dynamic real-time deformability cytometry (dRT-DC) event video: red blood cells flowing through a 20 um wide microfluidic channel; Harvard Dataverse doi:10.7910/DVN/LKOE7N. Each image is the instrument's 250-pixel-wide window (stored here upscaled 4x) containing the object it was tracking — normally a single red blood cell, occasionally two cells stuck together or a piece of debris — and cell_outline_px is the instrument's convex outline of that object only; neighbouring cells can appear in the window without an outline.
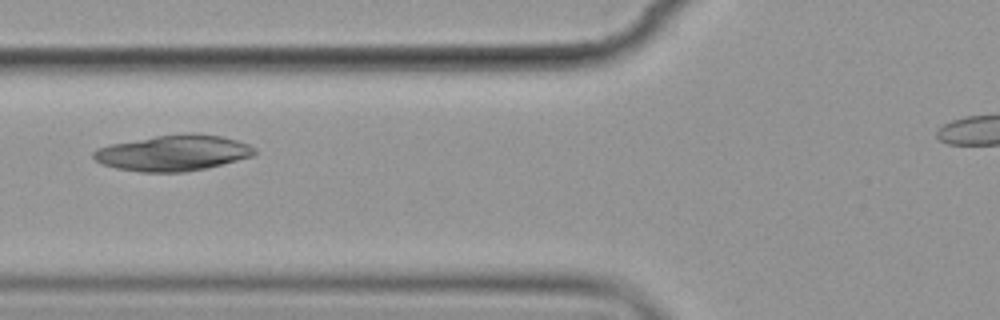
{"species": "common noctule bat (a hibernating species)", "species_latin": "Nyctalus noctula", "temperature_condition": "cold", "stored_images_in_passage": 10, "camera_frame_rate_fps": 3000, "um_per_image_px": 0.085, "animal": {"sex": "female", "body_mass_g": 19.9}, "frame": {"image": 1, "passage_image": 6, "time_ms": 6.0, "image_size_px": [1000, 320], "cell_outline_px": [[256, 152], [252, 156], [204, 168], [184, 172], [140, 172], [116, 168], [100, 164], [92, 156], [92, 152], [96, 148], [112, 144], [156, 136], [192, 132], [196, 132], [220, 136], [236, 140], [248, 144], [256, 148]], "centroid_in_image_um": [14.69, 12.99], "position_along_channel_um": 111.1, "area_um2": 33.47}}
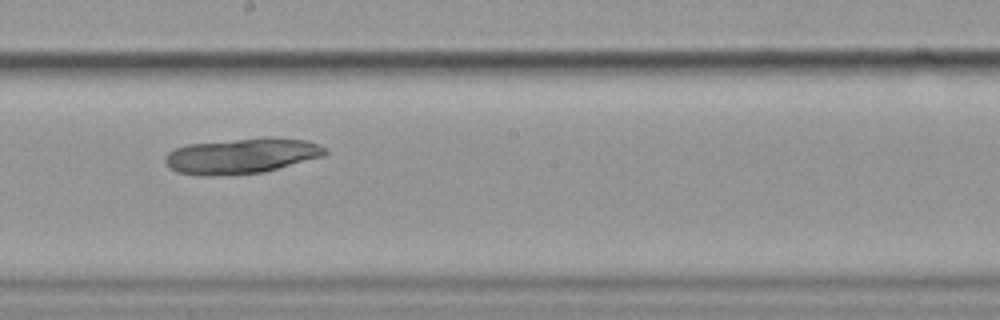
{"frame": {"image": 2, "passage_image": 9, "time_ms": 9.333, "image_size_px": [1000, 320], "cell_outline_px": [[328, 152], [324, 156], [264, 172], [236, 176], [200, 176], [176, 172], [168, 168], [164, 160], [164, 156], [168, 152], [176, 148], [188, 144], [272, 136], [308, 140], [324, 148]], "centroid_in_image_um": [20.51, 13.27], "position_along_channel_um": 227.7, "area_um2": 33.64}}
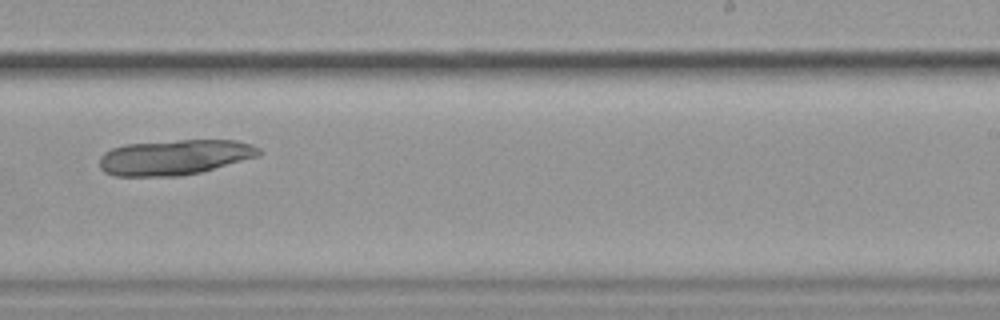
{"frame": {"image": 3, "passage_image": 10, "time_ms": 10.667, "image_size_px": [1000, 320], "cell_outline_px": [[260, 156], [200, 172], [180, 176], [116, 176], [104, 172], [100, 168], [100, 156], [104, 152], [112, 148], [124, 144], [180, 140], [236, 140], [252, 144], [260, 148]], "centroid_in_image_um": [14.84, 13.36], "position_along_channel_um": 274.2, "area_um2": 32.89}}